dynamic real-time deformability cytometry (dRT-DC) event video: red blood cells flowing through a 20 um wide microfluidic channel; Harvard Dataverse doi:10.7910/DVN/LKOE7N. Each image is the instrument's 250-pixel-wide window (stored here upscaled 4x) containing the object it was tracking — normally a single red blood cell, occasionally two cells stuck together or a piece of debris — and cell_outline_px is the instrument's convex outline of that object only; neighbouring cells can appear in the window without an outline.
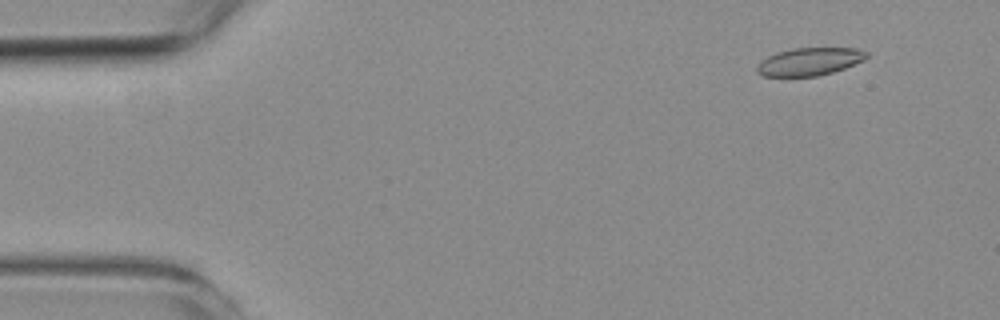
{"species": "common noctule bat (a hibernating species)", "species_latin": "Nyctalus noctula", "temperature_condition": "room temperature", "stored_images_in_passage": 55, "camera_frame_rate_fps": 3000, "um_per_image_px": 0.085, "animal": {"sex": "female", "body_mass_g": 19.3, "forearm_length_mm": 54.1}, "frame": {"image": 1, "passage_image": 5, "time_ms": 1.333, "image_size_px": [1000, 320], "cell_outline_px": [[868, 56], [864, 60], [844, 68], [832, 72], [816, 76], [760, 76], [756, 72], [756, 68], [768, 56], [776, 52], [792, 48], [856, 48], [868, 52]], "centroid_in_image_um": [68.81, 5.23], "position_along_channel_um": 16.2, "area_um2": 17.63}}
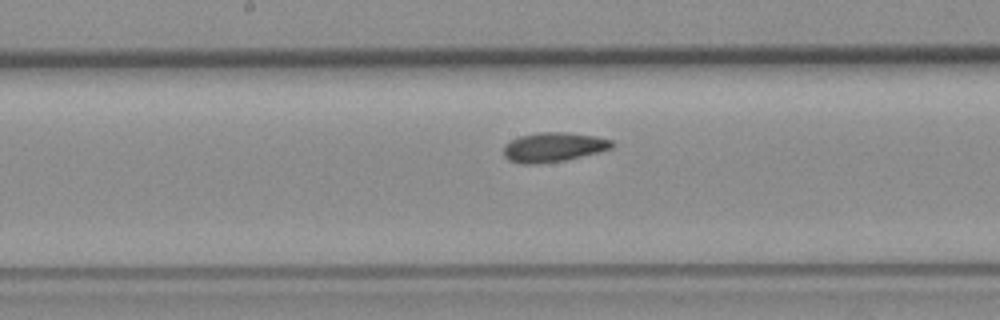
{"frame": {"image": 2, "passage_image": 28, "time_ms": 9.0, "image_size_px": [1000, 320], "cell_outline_px": [[616, 144], [612, 148], [600, 152], [564, 160], [536, 164], [520, 164], [508, 160], [504, 156], [504, 144], [520, 136], [536, 132], [568, 132], [596, 136], [612, 140]], "centroid_in_image_um": [47.06, 12.5], "position_along_channel_um": 201.1, "area_um2": 18.79}}
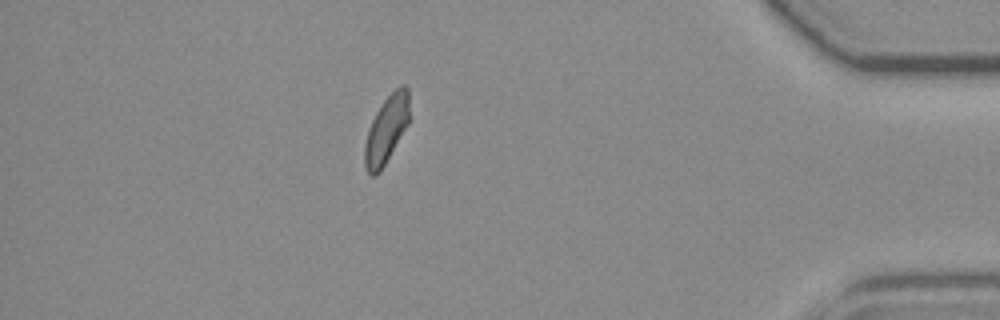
{"frame": {"image": 3, "passage_image": 48, "time_ms": 15.667, "image_size_px": [1000, 320], "cell_outline_px": [[408, 124], [380, 172], [376, 176], [372, 176], [368, 172], [364, 164], [364, 144], [368, 128], [376, 112], [384, 100], [400, 84], [404, 84], [408, 88]], "centroid_in_image_um": [32.82, 11.03], "position_along_channel_um": 402.4, "area_um2": 17.4}, "authors_computed_cell_mechanics": {"area_um2": 18.0914, "velocity_mm_per_s": 3.7324, "shape_relaxation_time_tau1_ms": 7.0034, "shape_relaxation_time_tau2_ms": 2.298, "deformation_change_tau1": 0.1389, "deformation_change_tau2": 0.0783}}